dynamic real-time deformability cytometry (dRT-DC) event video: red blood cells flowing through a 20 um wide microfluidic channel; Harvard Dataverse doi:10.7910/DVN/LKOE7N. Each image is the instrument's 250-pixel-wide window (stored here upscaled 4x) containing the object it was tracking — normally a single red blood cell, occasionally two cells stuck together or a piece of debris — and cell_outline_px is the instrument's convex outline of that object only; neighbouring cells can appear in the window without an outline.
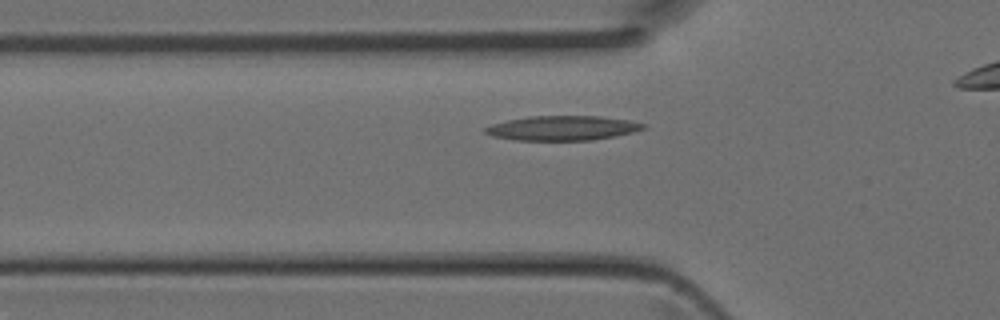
{"species": "Egyptian fruit bat (a non-hibernating species)", "species_latin": "Rousettus aegyptiacus", "temperature_condition": "room temperature", "stored_images_in_passage": 31, "camera_frame_rate_fps": 3000, "um_per_image_px": 0.085, "animal": {"sex": "female"}, "frame": {"image": 1, "passage_image": 9, "time_ms": 2.667, "image_size_px": [1000, 320], "cell_outline_px": [[648, 128], [616, 136], [588, 140], [516, 140], [492, 136], [484, 132], [484, 128], [492, 124], [508, 120], [528, 116], [600, 116], [628, 120], [644, 124]], "centroid_in_image_um": [47.81, 10.88], "position_along_channel_um": 78.0, "area_um2": 22.54}}
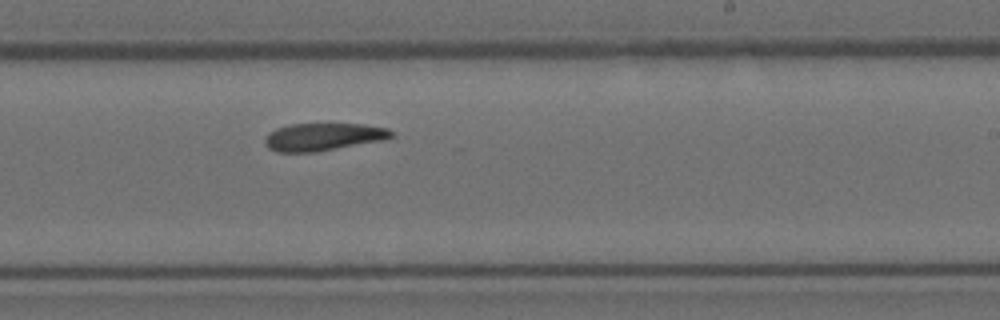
{"frame": {"image": 2, "passage_image": 21, "time_ms": 6.667, "image_size_px": [1000, 320], "cell_outline_px": [[396, 136], [388, 140], [316, 152], [276, 152], [268, 148], [264, 144], [264, 140], [268, 132], [276, 128], [292, 124], [364, 124], [388, 128]], "centroid_in_image_um": [27.51, 11.64], "position_along_channel_um": 261.5, "area_um2": 20.75}}
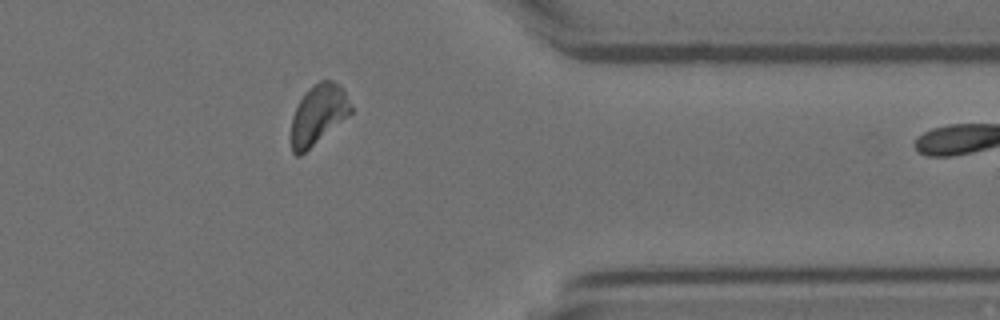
{"frame": {"image": 3, "passage_image": 30, "time_ms": 9.667, "image_size_px": [1000, 320], "cell_outline_px": [[352, 112], [348, 116], [300, 156], [296, 156], [292, 152], [292, 116], [304, 92], [312, 84], [320, 80], [332, 80], [344, 88], [352, 108]], "centroid_in_image_um": [27.06, 9.7], "position_along_channel_um": 384.3, "area_um2": 20.69}}